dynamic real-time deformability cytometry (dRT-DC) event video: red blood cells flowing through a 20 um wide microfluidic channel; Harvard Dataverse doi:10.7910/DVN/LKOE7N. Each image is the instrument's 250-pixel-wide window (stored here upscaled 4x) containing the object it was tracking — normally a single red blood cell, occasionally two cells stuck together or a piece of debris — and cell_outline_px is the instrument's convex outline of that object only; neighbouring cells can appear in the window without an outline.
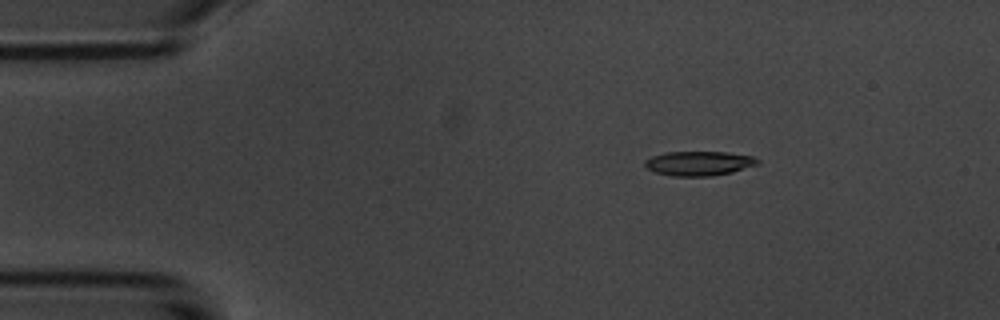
{"species": "common noctule bat (a hibernating species)", "species_latin": "Nyctalus noctula", "temperature_condition": "room temperature", "stored_images_in_passage": 4, "camera_frame_rate_fps": 3000, "um_per_image_px": 0.085, "animal": {"sex": "male", "body_mass_g": 20.1, "forearm_length_mm": 53.5}, "frame": {"image": 1, "passage_image": 2, "time_ms": 1.333, "image_size_px": [1000, 320], "cell_outline_px": [[760, 164], [732, 172], [712, 176], [672, 176], [656, 172], [648, 168], [644, 164], [644, 160], [652, 156], [664, 152], [728, 152], [752, 156], [760, 160]], "centroid_in_image_um": [59.43, 13.88], "position_along_channel_um": 25.6, "area_um2": 16.13}}